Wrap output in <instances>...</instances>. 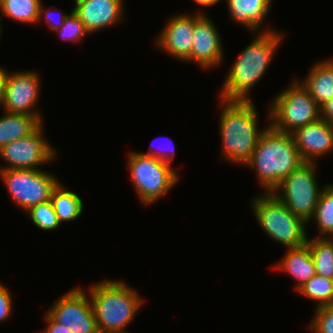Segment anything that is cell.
<instances>
[{
    "label": "cell",
    "mask_w": 333,
    "mask_h": 333,
    "mask_svg": "<svg viewBox=\"0 0 333 333\" xmlns=\"http://www.w3.org/2000/svg\"><path fill=\"white\" fill-rule=\"evenodd\" d=\"M231 65L220 91V99L251 100L250 91L265 75L283 33L260 32Z\"/></svg>",
    "instance_id": "1"
},
{
    "label": "cell",
    "mask_w": 333,
    "mask_h": 333,
    "mask_svg": "<svg viewBox=\"0 0 333 333\" xmlns=\"http://www.w3.org/2000/svg\"><path fill=\"white\" fill-rule=\"evenodd\" d=\"M219 129L222 156L228 162L244 165L252 156L261 133L253 100L220 99ZM258 127V128H257Z\"/></svg>",
    "instance_id": "2"
},
{
    "label": "cell",
    "mask_w": 333,
    "mask_h": 333,
    "mask_svg": "<svg viewBox=\"0 0 333 333\" xmlns=\"http://www.w3.org/2000/svg\"><path fill=\"white\" fill-rule=\"evenodd\" d=\"M304 160L296 148L291 134L267 125L258 139L253 154L244 164L256 171L264 192L273 189ZM265 189V190H264Z\"/></svg>",
    "instance_id": "3"
},
{
    "label": "cell",
    "mask_w": 333,
    "mask_h": 333,
    "mask_svg": "<svg viewBox=\"0 0 333 333\" xmlns=\"http://www.w3.org/2000/svg\"><path fill=\"white\" fill-rule=\"evenodd\" d=\"M99 332L125 331L144 300L121 280H105L89 288Z\"/></svg>",
    "instance_id": "4"
},
{
    "label": "cell",
    "mask_w": 333,
    "mask_h": 333,
    "mask_svg": "<svg viewBox=\"0 0 333 333\" xmlns=\"http://www.w3.org/2000/svg\"><path fill=\"white\" fill-rule=\"evenodd\" d=\"M251 207L263 231L286 248L304 246L308 239L307 223L294 215L272 192L252 199Z\"/></svg>",
    "instance_id": "5"
},
{
    "label": "cell",
    "mask_w": 333,
    "mask_h": 333,
    "mask_svg": "<svg viewBox=\"0 0 333 333\" xmlns=\"http://www.w3.org/2000/svg\"><path fill=\"white\" fill-rule=\"evenodd\" d=\"M272 101L267 116L269 125L277 131L290 134L321 118L320 106L301 81H292Z\"/></svg>",
    "instance_id": "6"
},
{
    "label": "cell",
    "mask_w": 333,
    "mask_h": 333,
    "mask_svg": "<svg viewBox=\"0 0 333 333\" xmlns=\"http://www.w3.org/2000/svg\"><path fill=\"white\" fill-rule=\"evenodd\" d=\"M128 166L131 183L142 204L157 202L179 180L171 164L138 151L129 153Z\"/></svg>",
    "instance_id": "7"
},
{
    "label": "cell",
    "mask_w": 333,
    "mask_h": 333,
    "mask_svg": "<svg viewBox=\"0 0 333 333\" xmlns=\"http://www.w3.org/2000/svg\"><path fill=\"white\" fill-rule=\"evenodd\" d=\"M314 162H304L285 179L272 193L296 216L307 224L314 215L322 189H319Z\"/></svg>",
    "instance_id": "8"
},
{
    "label": "cell",
    "mask_w": 333,
    "mask_h": 333,
    "mask_svg": "<svg viewBox=\"0 0 333 333\" xmlns=\"http://www.w3.org/2000/svg\"><path fill=\"white\" fill-rule=\"evenodd\" d=\"M1 180L13 202L25 211L50 200L59 180L53 174L39 169H0Z\"/></svg>",
    "instance_id": "9"
},
{
    "label": "cell",
    "mask_w": 333,
    "mask_h": 333,
    "mask_svg": "<svg viewBox=\"0 0 333 333\" xmlns=\"http://www.w3.org/2000/svg\"><path fill=\"white\" fill-rule=\"evenodd\" d=\"M43 123L28 137L6 144L0 149V158L6 165L0 169H38L39 165L55 160V150L45 139Z\"/></svg>",
    "instance_id": "10"
},
{
    "label": "cell",
    "mask_w": 333,
    "mask_h": 333,
    "mask_svg": "<svg viewBox=\"0 0 333 333\" xmlns=\"http://www.w3.org/2000/svg\"><path fill=\"white\" fill-rule=\"evenodd\" d=\"M84 291L80 286L71 289L58 298L46 313L73 333H99L89 293Z\"/></svg>",
    "instance_id": "11"
},
{
    "label": "cell",
    "mask_w": 333,
    "mask_h": 333,
    "mask_svg": "<svg viewBox=\"0 0 333 333\" xmlns=\"http://www.w3.org/2000/svg\"><path fill=\"white\" fill-rule=\"evenodd\" d=\"M40 82L36 71L9 72L0 106L5 112L33 115L42 123V114L34 109L39 102Z\"/></svg>",
    "instance_id": "12"
},
{
    "label": "cell",
    "mask_w": 333,
    "mask_h": 333,
    "mask_svg": "<svg viewBox=\"0 0 333 333\" xmlns=\"http://www.w3.org/2000/svg\"><path fill=\"white\" fill-rule=\"evenodd\" d=\"M215 24L202 12L194 14V34L190 56L186 62H195L202 69L222 64L223 45Z\"/></svg>",
    "instance_id": "13"
},
{
    "label": "cell",
    "mask_w": 333,
    "mask_h": 333,
    "mask_svg": "<svg viewBox=\"0 0 333 333\" xmlns=\"http://www.w3.org/2000/svg\"><path fill=\"white\" fill-rule=\"evenodd\" d=\"M304 162H314L333 151V124L324 119L306 124L290 133Z\"/></svg>",
    "instance_id": "14"
},
{
    "label": "cell",
    "mask_w": 333,
    "mask_h": 333,
    "mask_svg": "<svg viewBox=\"0 0 333 333\" xmlns=\"http://www.w3.org/2000/svg\"><path fill=\"white\" fill-rule=\"evenodd\" d=\"M167 22L157 35L156 45L173 58L184 62L192 50L194 14L178 13Z\"/></svg>",
    "instance_id": "15"
},
{
    "label": "cell",
    "mask_w": 333,
    "mask_h": 333,
    "mask_svg": "<svg viewBox=\"0 0 333 333\" xmlns=\"http://www.w3.org/2000/svg\"><path fill=\"white\" fill-rule=\"evenodd\" d=\"M123 0H75L74 12L91 34L123 20Z\"/></svg>",
    "instance_id": "16"
},
{
    "label": "cell",
    "mask_w": 333,
    "mask_h": 333,
    "mask_svg": "<svg viewBox=\"0 0 333 333\" xmlns=\"http://www.w3.org/2000/svg\"><path fill=\"white\" fill-rule=\"evenodd\" d=\"M232 20L244 25L251 31L272 32L274 29L264 30L262 24L271 9L272 0H225Z\"/></svg>",
    "instance_id": "17"
},
{
    "label": "cell",
    "mask_w": 333,
    "mask_h": 333,
    "mask_svg": "<svg viewBox=\"0 0 333 333\" xmlns=\"http://www.w3.org/2000/svg\"><path fill=\"white\" fill-rule=\"evenodd\" d=\"M283 257L272 268L285 271L292 276L297 281L296 286H294L296 291L316 275L314 261L307 244L296 248H287V253Z\"/></svg>",
    "instance_id": "18"
},
{
    "label": "cell",
    "mask_w": 333,
    "mask_h": 333,
    "mask_svg": "<svg viewBox=\"0 0 333 333\" xmlns=\"http://www.w3.org/2000/svg\"><path fill=\"white\" fill-rule=\"evenodd\" d=\"M309 71L301 82L321 107L333 98V59L316 62Z\"/></svg>",
    "instance_id": "19"
},
{
    "label": "cell",
    "mask_w": 333,
    "mask_h": 333,
    "mask_svg": "<svg viewBox=\"0 0 333 333\" xmlns=\"http://www.w3.org/2000/svg\"><path fill=\"white\" fill-rule=\"evenodd\" d=\"M4 113L0 118V149L12 141L28 137L42 124L33 115Z\"/></svg>",
    "instance_id": "20"
},
{
    "label": "cell",
    "mask_w": 333,
    "mask_h": 333,
    "mask_svg": "<svg viewBox=\"0 0 333 333\" xmlns=\"http://www.w3.org/2000/svg\"><path fill=\"white\" fill-rule=\"evenodd\" d=\"M50 201L60 223L77 219L83 213V201L79 195L63 187L59 182L52 190Z\"/></svg>",
    "instance_id": "21"
},
{
    "label": "cell",
    "mask_w": 333,
    "mask_h": 333,
    "mask_svg": "<svg viewBox=\"0 0 333 333\" xmlns=\"http://www.w3.org/2000/svg\"><path fill=\"white\" fill-rule=\"evenodd\" d=\"M41 3V0H0V13L8 19L33 25L37 23Z\"/></svg>",
    "instance_id": "22"
},
{
    "label": "cell",
    "mask_w": 333,
    "mask_h": 333,
    "mask_svg": "<svg viewBox=\"0 0 333 333\" xmlns=\"http://www.w3.org/2000/svg\"><path fill=\"white\" fill-rule=\"evenodd\" d=\"M313 219L316 220L319 231V235L316 237L329 238L333 235V184L325 185L322 188L318 204L310 221Z\"/></svg>",
    "instance_id": "23"
},
{
    "label": "cell",
    "mask_w": 333,
    "mask_h": 333,
    "mask_svg": "<svg viewBox=\"0 0 333 333\" xmlns=\"http://www.w3.org/2000/svg\"><path fill=\"white\" fill-rule=\"evenodd\" d=\"M316 274L333 279V242L329 238L307 239Z\"/></svg>",
    "instance_id": "24"
},
{
    "label": "cell",
    "mask_w": 333,
    "mask_h": 333,
    "mask_svg": "<svg viewBox=\"0 0 333 333\" xmlns=\"http://www.w3.org/2000/svg\"><path fill=\"white\" fill-rule=\"evenodd\" d=\"M299 294L317 302V306H333V279L314 275L298 290Z\"/></svg>",
    "instance_id": "25"
},
{
    "label": "cell",
    "mask_w": 333,
    "mask_h": 333,
    "mask_svg": "<svg viewBox=\"0 0 333 333\" xmlns=\"http://www.w3.org/2000/svg\"><path fill=\"white\" fill-rule=\"evenodd\" d=\"M26 213L29 215L35 226L42 230H54L61 225L50 200L35 205L27 210Z\"/></svg>",
    "instance_id": "26"
},
{
    "label": "cell",
    "mask_w": 333,
    "mask_h": 333,
    "mask_svg": "<svg viewBox=\"0 0 333 333\" xmlns=\"http://www.w3.org/2000/svg\"><path fill=\"white\" fill-rule=\"evenodd\" d=\"M55 32L59 33L58 35L61 37V39L66 41L70 40L72 42H80L83 40V37L85 38V36L90 34L74 10L68 14L64 20V23L58 30H55Z\"/></svg>",
    "instance_id": "27"
},
{
    "label": "cell",
    "mask_w": 333,
    "mask_h": 333,
    "mask_svg": "<svg viewBox=\"0 0 333 333\" xmlns=\"http://www.w3.org/2000/svg\"><path fill=\"white\" fill-rule=\"evenodd\" d=\"M314 319L310 322L312 333H333V306L315 308Z\"/></svg>",
    "instance_id": "28"
},
{
    "label": "cell",
    "mask_w": 333,
    "mask_h": 333,
    "mask_svg": "<svg viewBox=\"0 0 333 333\" xmlns=\"http://www.w3.org/2000/svg\"><path fill=\"white\" fill-rule=\"evenodd\" d=\"M163 137L167 141V144L165 142L166 145L162 144L163 146L161 145V146L158 147L156 144H154V142H156V141L153 140V142H152V144L150 146L149 152H146V153L140 152V153L143 154V155L152 156L154 158L160 159V160H162V161H164L166 163L171 164L172 163L171 161H173L174 156H175V145H174L173 140L170 137H166V136H163ZM166 138H168V139H166ZM157 139L158 138H156V140ZM169 141H171V143H168ZM152 145L154 147L156 145L158 148L155 150V149H153Z\"/></svg>",
    "instance_id": "29"
},
{
    "label": "cell",
    "mask_w": 333,
    "mask_h": 333,
    "mask_svg": "<svg viewBox=\"0 0 333 333\" xmlns=\"http://www.w3.org/2000/svg\"><path fill=\"white\" fill-rule=\"evenodd\" d=\"M51 8L48 7L47 10L44 9L43 2L40 5L39 13H38V20L37 22L40 23L45 16V23H47L52 31L58 30L60 26L64 23L65 18L68 16L66 13L62 12L59 9L57 14H54L52 11L50 12ZM56 18V19H55Z\"/></svg>",
    "instance_id": "30"
},
{
    "label": "cell",
    "mask_w": 333,
    "mask_h": 333,
    "mask_svg": "<svg viewBox=\"0 0 333 333\" xmlns=\"http://www.w3.org/2000/svg\"><path fill=\"white\" fill-rule=\"evenodd\" d=\"M10 291L0 283V323L7 320L12 313L13 304Z\"/></svg>",
    "instance_id": "31"
},
{
    "label": "cell",
    "mask_w": 333,
    "mask_h": 333,
    "mask_svg": "<svg viewBox=\"0 0 333 333\" xmlns=\"http://www.w3.org/2000/svg\"><path fill=\"white\" fill-rule=\"evenodd\" d=\"M45 320L47 321L46 328L40 333H73L67 326L55 322L47 313H45Z\"/></svg>",
    "instance_id": "32"
},
{
    "label": "cell",
    "mask_w": 333,
    "mask_h": 333,
    "mask_svg": "<svg viewBox=\"0 0 333 333\" xmlns=\"http://www.w3.org/2000/svg\"><path fill=\"white\" fill-rule=\"evenodd\" d=\"M320 109L321 118L329 124H333V98L323 104Z\"/></svg>",
    "instance_id": "33"
},
{
    "label": "cell",
    "mask_w": 333,
    "mask_h": 333,
    "mask_svg": "<svg viewBox=\"0 0 333 333\" xmlns=\"http://www.w3.org/2000/svg\"><path fill=\"white\" fill-rule=\"evenodd\" d=\"M9 72L5 70V68L0 67V105L3 99V93H4V88H5V83H6V78Z\"/></svg>",
    "instance_id": "34"
},
{
    "label": "cell",
    "mask_w": 333,
    "mask_h": 333,
    "mask_svg": "<svg viewBox=\"0 0 333 333\" xmlns=\"http://www.w3.org/2000/svg\"><path fill=\"white\" fill-rule=\"evenodd\" d=\"M200 7H212L222 0H193Z\"/></svg>",
    "instance_id": "35"
},
{
    "label": "cell",
    "mask_w": 333,
    "mask_h": 333,
    "mask_svg": "<svg viewBox=\"0 0 333 333\" xmlns=\"http://www.w3.org/2000/svg\"><path fill=\"white\" fill-rule=\"evenodd\" d=\"M99 333H127L125 331H105V332H99Z\"/></svg>",
    "instance_id": "36"
},
{
    "label": "cell",
    "mask_w": 333,
    "mask_h": 333,
    "mask_svg": "<svg viewBox=\"0 0 333 333\" xmlns=\"http://www.w3.org/2000/svg\"><path fill=\"white\" fill-rule=\"evenodd\" d=\"M0 21H1V15H0ZM2 30H1V23H0V36L2 35L1 32Z\"/></svg>",
    "instance_id": "37"
},
{
    "label": "cell",
    "mask_w": 333,
    "mask_h": 333,
    "mask_svg": "<svg viewBox=\"0 0 333 333\" xmlns=\"http://www.w3.org/2000/svg\"><path fill=\"white\" fill-rule=\"evenodd\" d=\"M329 239L333 242V235L331 237H329Z\"/></svg>",
    "instance_id": "38"
}]
</instances>
